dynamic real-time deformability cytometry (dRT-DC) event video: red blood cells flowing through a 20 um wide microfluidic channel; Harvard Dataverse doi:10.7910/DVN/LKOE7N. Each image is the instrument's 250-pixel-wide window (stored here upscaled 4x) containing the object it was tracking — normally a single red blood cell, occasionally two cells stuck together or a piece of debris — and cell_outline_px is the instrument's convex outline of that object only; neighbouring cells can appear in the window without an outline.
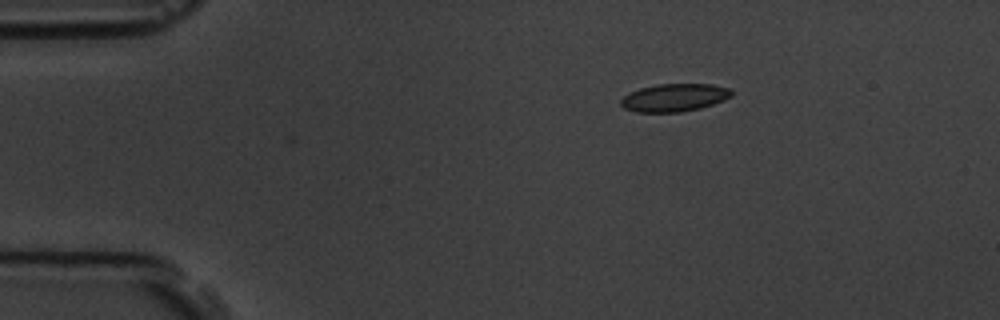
{"species": "common noctule bat (a hibernating species)", "species_latin": "Nyctalus noctula", "temperature_condition": "room temperature", "stored_images_in_passage": 4, "camera_frame_rate_fps": 3000, "um_per_image_px": 0.085, "animal": {"sex": "male", "body_mass_g": 19.5, "forearm_length_mm": 54.6}, "frame": {"image": 1, "passage_image": 4, "time_ms": 3.667, "image_size_px": [1000, 320], "cell_outline_px": [[732, 96], [724, 100], [700, 108], [680, 112], [636, 112], [624, 108], [620, 104], [620, 100], [628, 92], [640, 88], [656, 84], [712, 84], [728, 88], [732, 92]], "centroid_in_image_um": [57.29, 8.29], "position_along_channel_um": 27.7, "area_um2": 17.98}}